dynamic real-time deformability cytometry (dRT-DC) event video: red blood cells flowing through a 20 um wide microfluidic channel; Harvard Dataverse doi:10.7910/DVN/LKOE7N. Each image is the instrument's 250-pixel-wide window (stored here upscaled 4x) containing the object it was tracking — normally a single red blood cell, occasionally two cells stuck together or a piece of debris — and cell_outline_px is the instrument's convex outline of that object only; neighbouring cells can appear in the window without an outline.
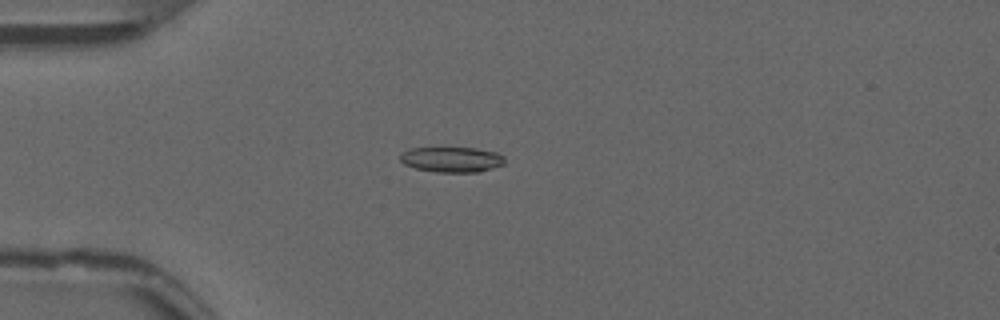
{"species": "common noctule bat (a hibernating species)", "species_latin": "Nyctalus noctula", "temperature_condition": "warm", "stored_images_in_passage": 54, "camera_frame_rate_fps": 3000, "um_per_image_px": 0.085, "animal": {"sex": "male", "forearm_length_mm": 52.5}, "frame": {"image": 1, "passage_image": 15, "time_ms": 4.667, "image_size_px": [1000, 320], "cell_outline_px": [[504, 164], [480, 172], [436, 172], [416, 168], [404, 164], [400, 160], [400, 152], [412, 148], [476, 148], [496, 152], [504, 156]], "centroid_in_image_um": [38.39, 13.56], "position_along_channel_um": 46.6, "area_um2": 15.43}}
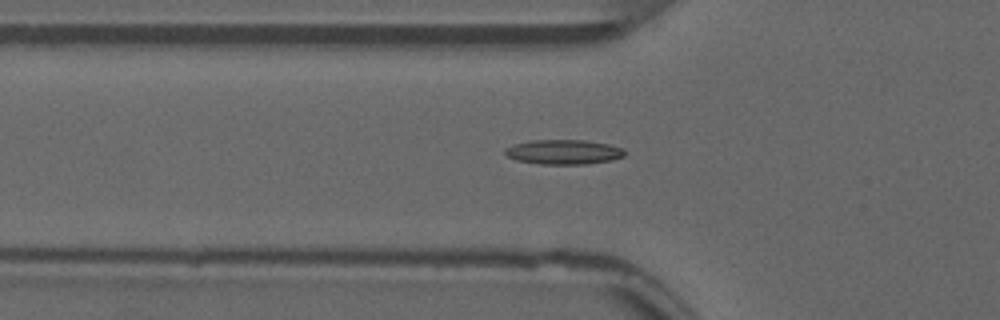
{"frame": {"image": 2, "passage_image": 19, "time_ms": 6.0, "image_size_px": [1000, 320], "cell_outline_px": [[624, 156], [612, 160], [584, 164], [540, 164], [516, 160], [508, 156], [504, 152], [504, 148], [516, 144], [532, 140], [584, 140], [608, 144], [624, 148]], "centroid_in_image_um": [47.91, 12.92], "position_along_channel_um": 77.9, "area_um2": 17.11}}
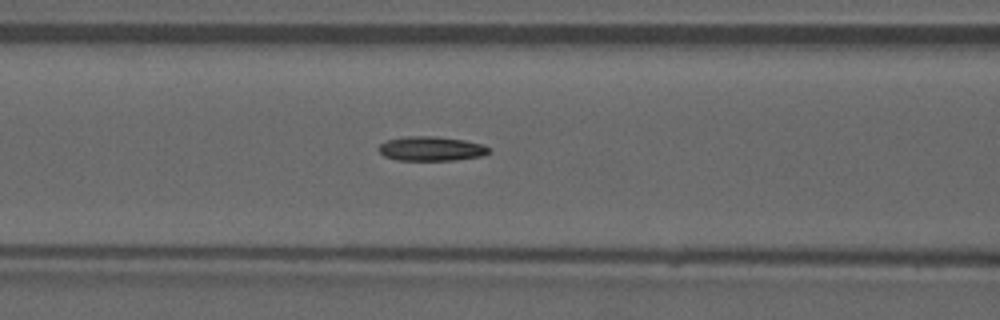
{"frame": {"image": 3, "passage_image": 23, "time_ms": 7.333, "image_size_px": [1000, 320], "cell_outline_px": [[492, 152], [484, 156], [456, 160], [396, 160], [384, 156], [376, 148], [380, 144], [388, 140], [404, 136], [436, 136], [464, 140], [484, 144], [492, 148]], "centroid_in_image_um": [36.71, 12.64], "position_along_channel_um": 129.9, "area_um2": 16.01}, "authors_computed_cell_mechanics": {"area_um2": 15.4326, "velocity_mm_per_s": 3.8453, "shape_relaxation_time_tau1_ms": null, "shape_relaxation_time_tau2_ms": 4.3811, "deformation_change_tau1": null, "deformation_change_tau2": 0.1338}}